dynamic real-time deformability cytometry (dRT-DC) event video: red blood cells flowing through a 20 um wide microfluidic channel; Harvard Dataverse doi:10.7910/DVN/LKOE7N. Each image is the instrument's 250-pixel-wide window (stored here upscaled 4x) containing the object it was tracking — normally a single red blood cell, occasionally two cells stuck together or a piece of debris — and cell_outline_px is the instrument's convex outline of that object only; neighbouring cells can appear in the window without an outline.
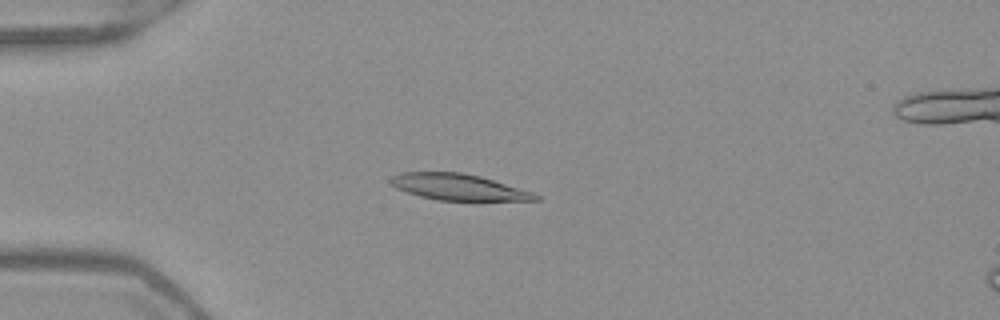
{"species": "Egyptian fruit bat (a non-hibernating species)", "species_latin": "Rousettus aegyptiacus", "temperature_condition": "warm", "stored_images_in_passage": 52, "camera_frame_rate_fps": 3000, "um_per_image_px": 0.085, "frame": {"image": 1, "passage_image": 14, "time_ms": 4.333, "image_size_px": [1000, 320], "cell_outline_px": [[540, 200], [436, 200], [420, 196], [396, 188], [388, 180], [392, 176], [400, 172], [460, 172], [480, 176], [532, 192], [540, 196]], "centroid_in_image_um": [38.92, 15.89], "position_along_channel_um": 46.1, "area_um2": 21.85}}
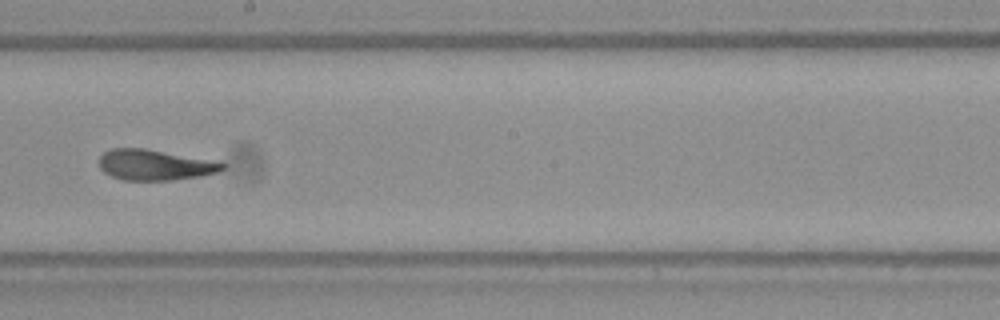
{"frame": {"image": 2, "passage_image": 30, "time_ms": 9.667, "image_size_px": [1000, 320], "cell_outline_px": [[228, 164], [220, 172], [200, 176], [172, 180], [124, 180], [112, 176], [104, 172], [100, 168], [100, 156], [104, 152], [112, 148], [144, 148]], "centroid_in_image_um": [13.14, 14.02], "position_along_channel_um": 235.1, "area_um2": 21.68}}
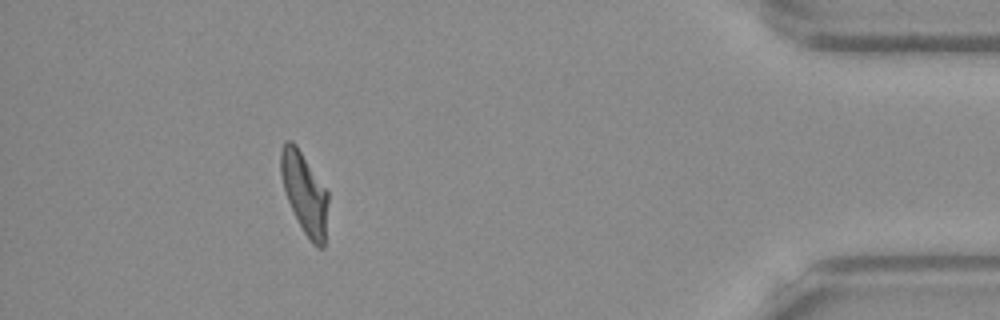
{"frame": {"image": 3, "passage_image": 47, "time_ms": 15.333, "image_size_px": [1000, 320], "cell_outline_px": [[328, 200], [324, 248], [316, 248], [312, 244], [304, 232], [288, 200], [284, 188], [280, 172], [280, 148], [284, 140], [292, 140], [296, 144], [328, 192]], "centroid_in_image_um": [25.88, 16.38], "position_along_channel_um": 409.3, "area_um2": 22.25}, "authors_computed_cell_mechanics": {"area_um2": 22.8888, "velocity_mm_per_s": 3.9645, "shape_relaxation_time_tau1_ms": 4.2871, "shape_relaxation_time_tau2_ms": 1.3919, "deformation_change_tau1": 0.1976, "deformation_change_tau2": 0.104}}